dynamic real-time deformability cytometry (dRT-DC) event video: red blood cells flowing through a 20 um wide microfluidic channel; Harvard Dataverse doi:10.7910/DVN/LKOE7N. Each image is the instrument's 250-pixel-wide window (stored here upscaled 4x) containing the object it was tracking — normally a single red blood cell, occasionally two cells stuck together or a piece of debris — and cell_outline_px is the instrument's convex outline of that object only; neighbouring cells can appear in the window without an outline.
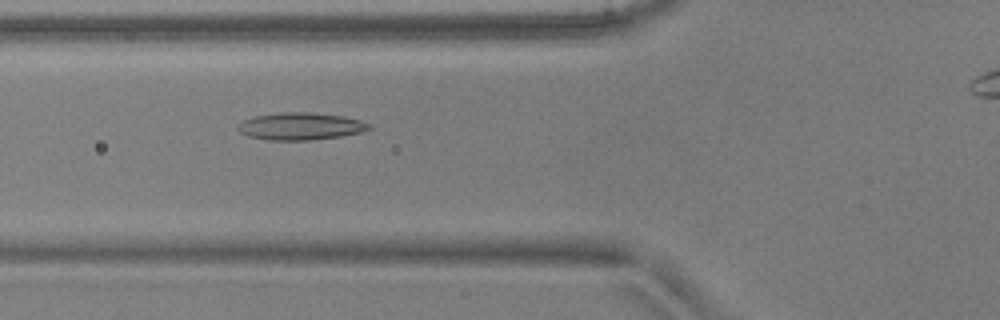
{"species": "common noctule bat (a hibernating species)", "species_latin": "Nyctalus noctula", "temperature_condition": "warm", "stored_images_in_passage": 48, "camera_frame_rate_fps": 3000, "um_per_image_px": 0.085, "animal": {"sex": "male", "body_mass_g": 17.9, "forearm_length_mm": 54.2}, "frame": {"image": 1, "passage_image": 20, "time_ms": 6.333, "image_size_px": [1000, 320], "cell_outline_px": [[372, 128], [360, 132], [340, 136], [308, 140], [268, 140], [248, 136], [240, 132], [236, 128], [244, 120], [256, 116], [280, 112], [308, 112], [344, 116], [360, 120], [372, 124]], "centroid_in_image_um": [25.56, 10.73], "position_along_channel_um": 100.2, "area_um2": 20.75}}
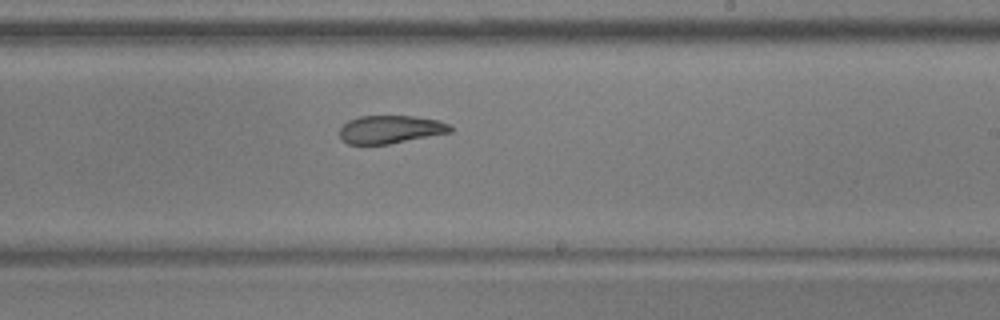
{"frame": {"image": 2, "passage_image": 32, "time_ms": 10.333, "image_size_px": [1000, 320], "cell_outline_px": [[452, 132], [388, 144], [348, 144], [340, 136], [340, 128], [348, 120], [360, 116], [412, 116], [440, 120], [448, 124], [452, 128]], "centroid_in_image_um": [33.2, 10.99], "position_along_channel_um": 255.8, "area_um2": 17.98}}
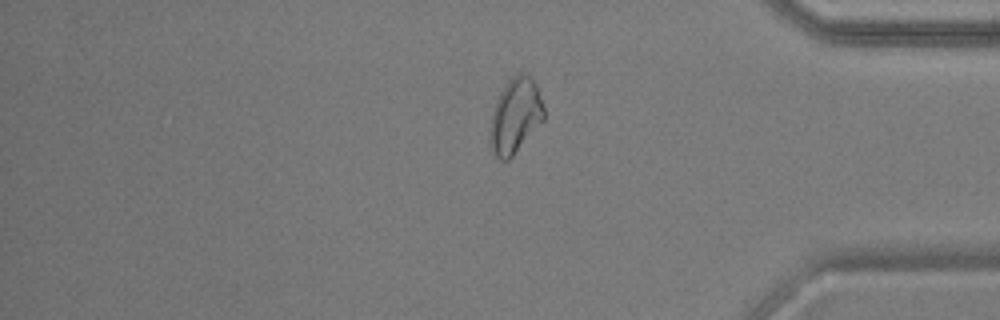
{"frame": {"image": 3, "passage_image": 44, "time_ms": 14.333, "image_size_px": [1000, 320], "cell_outline_px": [[544, 120], [512, 156], [508, 160], [500, 160], [496, 156], [488, 144], [488, 132], [492, 112], [496, 100], [500, 92], [508, 80], [516, 72], [524, 72], [536, 84], [544, 108]], "centroid_in_image_um": [43.76, 9.85], "position_along_channel_um": 391.4, "area_um2": 23.76}, "authors_computed_cell_mechanics": {"area_um2": 20.8658, "velocity_mm_per_s": 3.8866, "shape_relaxation_time_tau1_ms": null, "shape_relaxation_time_tau2_ms": 2.5683, "deformation_change_tau1": null, "deformation_change_tau2": 0.1044}}